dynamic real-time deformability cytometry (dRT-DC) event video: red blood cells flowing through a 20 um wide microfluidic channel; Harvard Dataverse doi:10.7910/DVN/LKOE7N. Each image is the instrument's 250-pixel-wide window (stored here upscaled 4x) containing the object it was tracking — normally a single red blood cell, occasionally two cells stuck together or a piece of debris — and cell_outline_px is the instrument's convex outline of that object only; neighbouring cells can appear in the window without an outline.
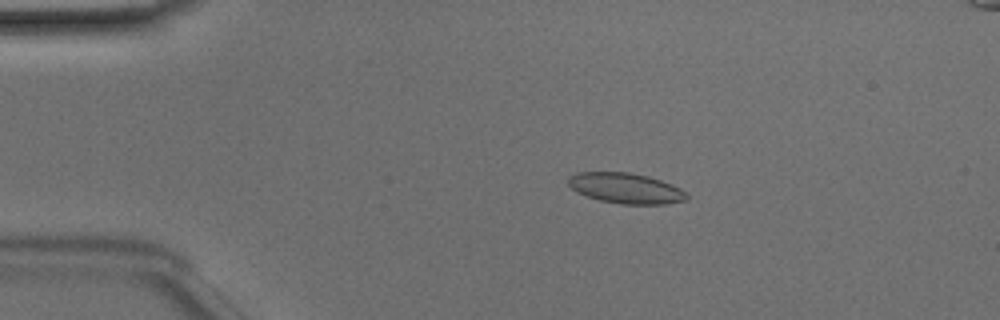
{"species": "Egyptian fruit bat (a non-hibernating species)", "species_latin": "Rousettus aegyptiacus", "temperature_condition": "room temperature", "stored_images_in_passage": 50, "camera_frame_rate_fps": 3000, "um_per_image_px": 0.085, "animal": {"sex": "male"}, "frame": {"image": 1, "passage_image": 10, "time_ms": 3.0, "image_size_px": [1000, 320], "cell_outline_px": [[688, 200], [664, 204], [620, 204], [600, 200], [576, 192], [568, 184], [568, 176], [576, 172], [628, 172], [648, 176], [672, 184], [680, 188], [688, 196]], "centroid_in_image_um": [53.18, 15.99], "position_along_channel_um": 31.8, "area_um2": 21.04}}
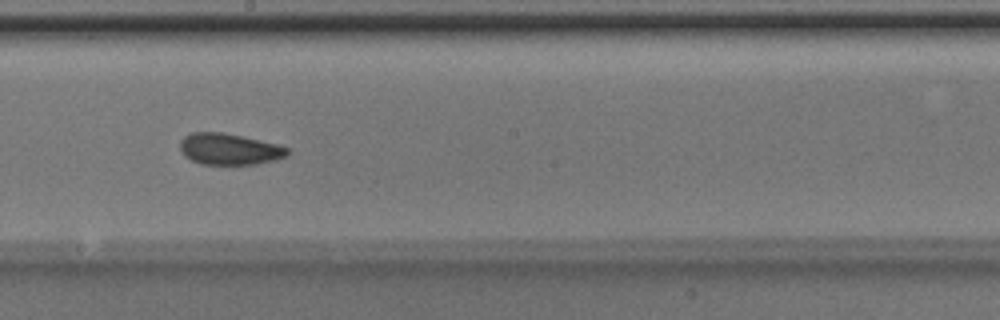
{"frame": {"image": 2, "passage_image": 28, "time_ms": 9.0, "image_size_px": [1000, 320], "cell_outline_px": [[292, 152], [288, 156], [276, 160], [256, 164], [200, 164], [184, 156], [180, 148], [180, 140], [184, 136], [192, 132], [224, 132], [276, 144], [288, 148]], "centroid_in_image_um": [19.5, 12.67], "position_along_channel_um": 228.7, "area_um2": 19.71}}
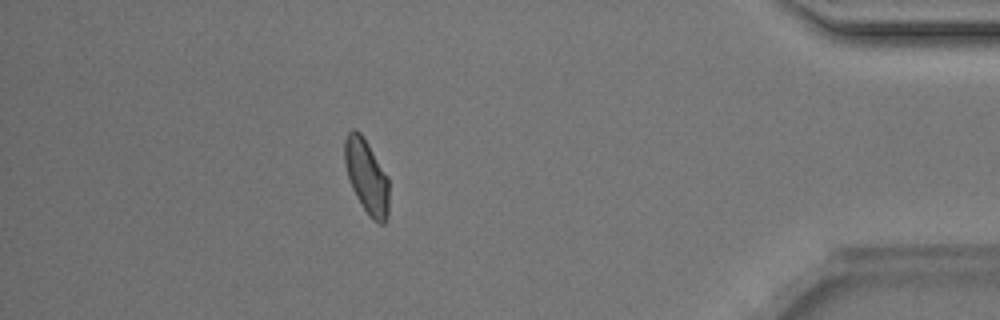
{"frame": {"image": 3, "passage_image": 44, "time_ms": 14.333, "image_size_px": [1000, 320], "cell_outline_px": [[388, 216], [384, 224], [380, 224], [372, 220], [368, 216], [360, 204], [352, 188], [344, 164], [344, 140], [348, 132], [352, 128], [356, 128], [360, 132], [368, 144], [388, 176]], "centroid_in_image_um": [31.15, 15.01], "position_along_channel_um": 404.0, "area_um2": 19.36}, "authors_computed_cell_mechanics": {"area_um2": 20.0566, "velocity_mm_per_s": 4.11, "shape_relaxation_time_tau1_ms": 3.0991, "shape_relaxation_time_tau2_ms": 1.6862, "deformation_change_tau1": 0.1011, "deformation_change_tau2": 0.0656}}